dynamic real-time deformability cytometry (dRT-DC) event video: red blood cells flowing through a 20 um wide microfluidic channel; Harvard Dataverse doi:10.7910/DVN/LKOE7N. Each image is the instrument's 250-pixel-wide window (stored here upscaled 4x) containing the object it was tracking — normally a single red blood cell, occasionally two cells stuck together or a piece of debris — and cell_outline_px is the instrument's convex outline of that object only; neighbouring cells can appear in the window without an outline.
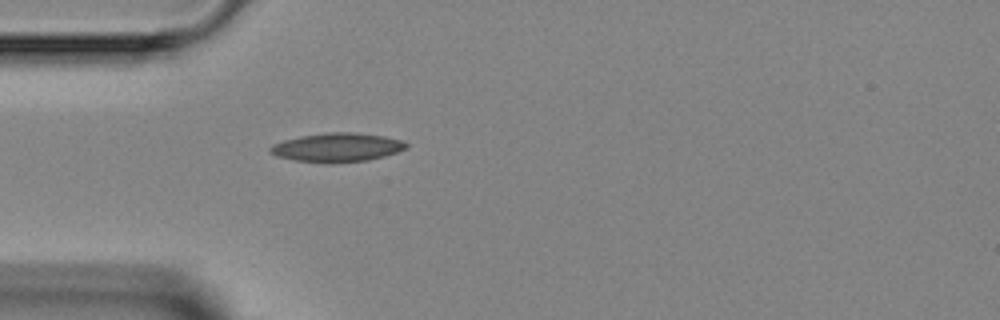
{"species": "Egyptian fruit bat (a non-hibernating species)", "species_latin": "Rousettus aegyptiacus", "temperature_condition": "room temperature", "stored_images_in_passage": 1, "camera_frame_rate_fps": 3000, "um_per_image_px": 0.085, "animal": {"sex": "female"}, "frame": {"image": 1, "passage_image": 1, "time_ms": 0.0, "image_size_px": [1000, 320], "cell_outline_px": [[408, 148], [384, 156], [368, 160], [332, 164], [328, 164], [296, 160], [276, 156], [268, 152], [268, 148], [272, 144], [284, 140], [300, 136], [328, 132], [352, 132], [384, 136], [404, 140], [408, 144]], "centroid_in_image_um": [28.65, 12.54], "position_along_channel_um": 56.4, "area_um2": 23.18}}